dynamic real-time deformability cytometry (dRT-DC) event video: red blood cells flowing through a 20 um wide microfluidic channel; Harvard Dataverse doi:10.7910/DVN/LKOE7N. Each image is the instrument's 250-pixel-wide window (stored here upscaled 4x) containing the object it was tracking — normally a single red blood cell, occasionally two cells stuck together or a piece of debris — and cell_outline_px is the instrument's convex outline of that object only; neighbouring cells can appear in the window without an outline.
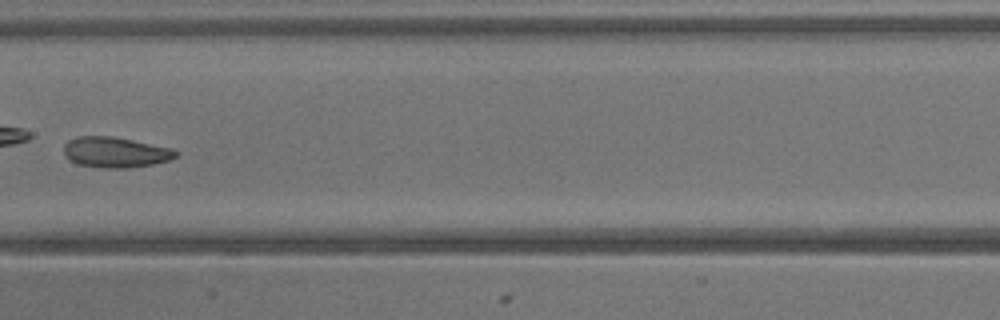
{"species": "common noctule bat (a hibernating species)", "species_latin": "Nyctalus noctula", "temperature_condition": "warm", "stored_images_in_passage": 39, "camera_frame_rate_fps": 3000, "um_per_image_px": 0.085, "animal": {"sex": "male", "body_mass_g": 13.3}, "frame": {"image": 1, "passage_image": 22, "time_ms": 7.0, "image_size_px": [1000, 320], "cell_outline_px": [[180, 152], [176, 156], [168, 160], [152, 164], [128, 168], [100, 168], [76, 164], [68, 160], [64, 156], [64, 144], [68, 140], [76, 136], [112, 136], [172, 148]], "centroid_in_image_um": [9.75, 12.94], "position_along_channel_um": 197.6, "area_um2": 20.11}}